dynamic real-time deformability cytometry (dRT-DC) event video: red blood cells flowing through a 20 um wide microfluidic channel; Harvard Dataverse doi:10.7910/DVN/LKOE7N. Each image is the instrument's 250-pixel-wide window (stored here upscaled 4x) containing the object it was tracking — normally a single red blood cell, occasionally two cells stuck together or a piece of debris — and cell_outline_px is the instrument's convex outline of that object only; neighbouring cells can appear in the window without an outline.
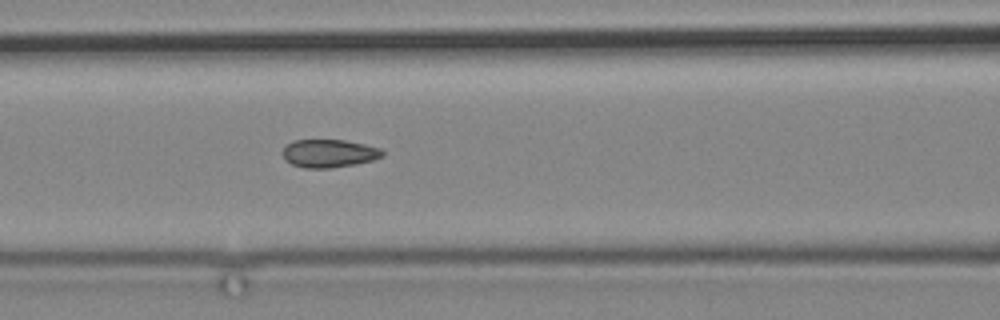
{"species": "common noctule bat (a hibernating species)", "species_latin": "Nyctalus noctula", "temperature_condition": "cold", "stored_images_in_passage": 9, "camera_frame_rate_fps": 3000, "um_per_image_px": 0.085, "animal": {"sex": "male", "body_mass_g": 19.2, "forearm_length_mm": 51.8}, "frame": {"image": 1, "passage_image": 9, "time_ms": 10.333, "image_size_px": [1000, 320], "cell_outline_px": [[384, 156], [372, 160], [356, 164], [328, 168], [304, 168], [292, 164], [284, 160], [280, 152], [292, 140], [344, 140], [364, 144], [380, 148], [384, 152]], "centroid_in_image_um": [27.93, 13.04], "position_along_channel_um": 138.7, "area_um2": 16.42}}